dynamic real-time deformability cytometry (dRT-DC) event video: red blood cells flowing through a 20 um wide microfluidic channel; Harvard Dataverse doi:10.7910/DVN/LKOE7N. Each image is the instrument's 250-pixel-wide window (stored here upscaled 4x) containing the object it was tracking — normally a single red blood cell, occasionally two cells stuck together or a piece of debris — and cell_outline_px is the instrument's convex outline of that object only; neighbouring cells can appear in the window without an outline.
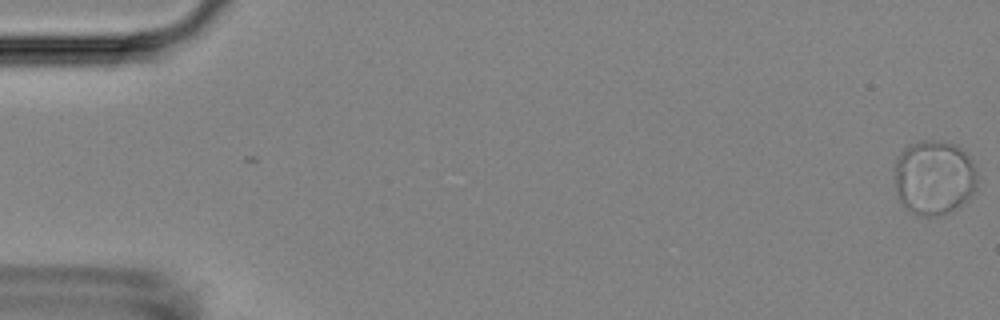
{"species": "Egyptian fruit bat (a non-hibernating species)", "species_latin": "Rousettus aegyptiacus", "temperature_condition": "room temperature", "stored_images_in_passage": 56, "segment_of_instrument_passage": [1, 2], "camera_frame_rate_fps": 3000, "um_per_image_px": 0.085, "animal": {"sex": "female"}, "frame": {"image": 1, "passage_image": 1, "time_ms": 0.0, "image_size_px": [1000, 320], "cell_outline_px": [[976, 188], [964, 200], [948, 212], [936, 216], [920, 216], [904, 208], [896, 200], [896, 160], [900, 152], [912, 144], [920, 140], [940, 140], [952, 144], [960, 148], [972, 160], [976, 168]], "centroid_in_image_um": [79.36, 15.09], "position_along_channel_um": 5.6, "area_um2": 35.84}}
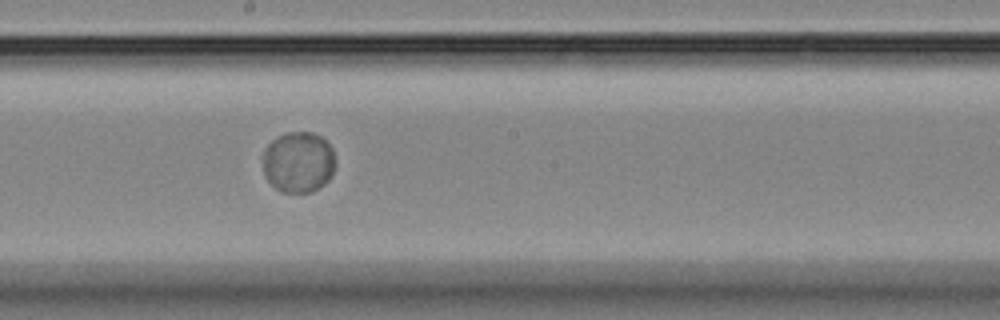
{"frame": {"image": 2, "passage_image": 31, "time_ms": 10.0, "image_size_px": [1000, 320], "cell_outline_px": [[336, 164], [332, 176], [324, 184], [312, 192], [280, 192], [264, 176], [264, 148], [276, 136], [288, 132], [312, 132], [320, 136], [332, 148], [336, 160]], "centroid_in_image_um": [25.38, 13.78], "position_along_channel_um": 222.8, "area_um2": 25.95}}
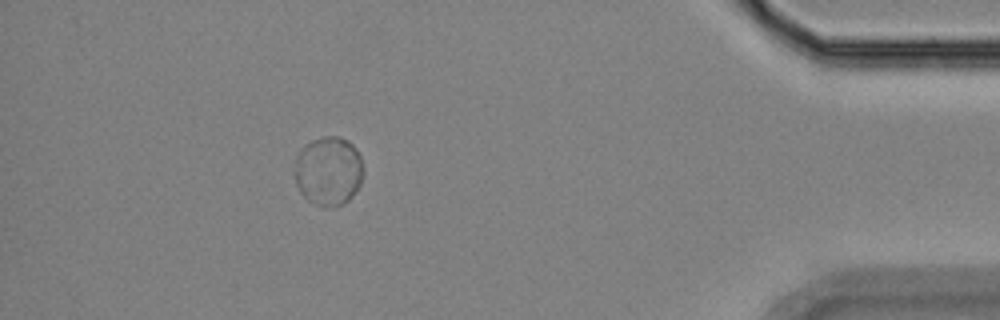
{"frame": {"image": 3, "passage_image": 50, "time_ms": 16.333, "image_size_px": [1000, 320], "cell_outline_px": [[364, 176], [356, 192], [344, 204], [332, 208], [316, 204], [308, 200], [300, 192], [296, 184], [292, 172], [296, 156], [300, 148], [304, 144], [312, 140], [324, 136], [336, 136], [348, 140], [356, 148], [360, 156], [364, 168]], "centroid_in_image_um": [27.91, 14.53], "position_along_channel_um": 407.3, "area_um2": 28.38}}